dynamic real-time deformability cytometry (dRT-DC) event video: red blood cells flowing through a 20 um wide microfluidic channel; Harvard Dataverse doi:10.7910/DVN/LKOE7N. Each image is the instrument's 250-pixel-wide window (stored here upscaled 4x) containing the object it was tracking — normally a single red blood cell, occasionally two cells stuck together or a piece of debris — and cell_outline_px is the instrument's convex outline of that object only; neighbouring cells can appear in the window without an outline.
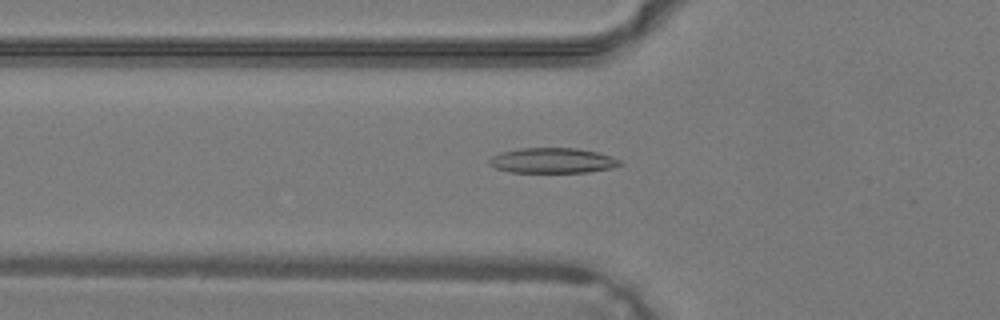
{"species": "common noctule bat (a hibernating species)", "species_latin": "Nyctalus noctula", "temperature_condition": "warm", "stored_images_in_passage": 27, "camera_frame_rate_fps": 3000, "um_per_image_px": 0.085, "animal": {"sex": "male", "body_mass_g": 19.2, "forearm_length_mm": 51.8}, "frame": {"image": 1, "passage_image": 5, "time_ms": 1.333, "image_size_px": [1000, 320], "cell_outline_px": [[624, 164], [612, 168], [588, 172], [512, 172], [496, 168], [488, 164], [488, 160], [492, 156], [500, 152], [520, 148], [576, 148], [596, 152], [612, 156], [620, 160]], "centroid_in_image_um": [46.97, 13.64], "position_along_channel_um": 78.8, "area_um2": 19.25}}
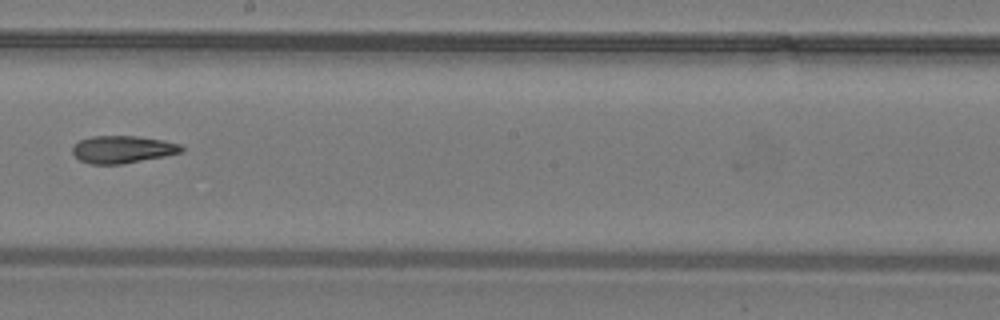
{"frame": {"image": 2, "passage_image": 14, "time_ms": 4.333, "image_size_px": [1000, 320], "cell_outline_px": [[184, 148], [180, 152], [164, 156], [120, 164], [88, 164], [80, 160], [72, 152], [72, 148], [80, 140], [92, 136], [136, 136], [164, 140], [180, 144]], "centroid_in_image_um": [10.4, 12.69], "position_along_channel_um": 237.8, "area_um2": 17.22}}
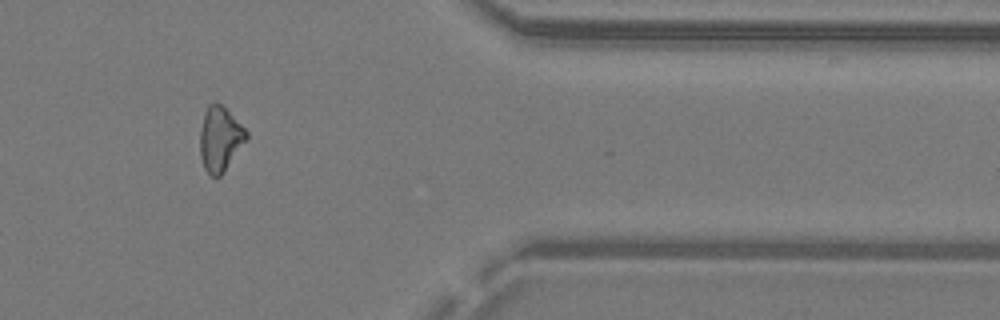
{"frame": {"image": 3, "passage_image": 24, "time_ms": 7.667, "image_size_px": [1000, 320], "cell_outline_px": [[248, 140], [224, 172], [220, 176], [212, 176], [204, 168], [200, 156], [200, 132], [204, 116], [208, 104], [216, 100], [248, 132]], "centroid_in_image_um": [18.71, 11.83], "position_along_channel_um": 392.7, "area_um2": 17.4}}